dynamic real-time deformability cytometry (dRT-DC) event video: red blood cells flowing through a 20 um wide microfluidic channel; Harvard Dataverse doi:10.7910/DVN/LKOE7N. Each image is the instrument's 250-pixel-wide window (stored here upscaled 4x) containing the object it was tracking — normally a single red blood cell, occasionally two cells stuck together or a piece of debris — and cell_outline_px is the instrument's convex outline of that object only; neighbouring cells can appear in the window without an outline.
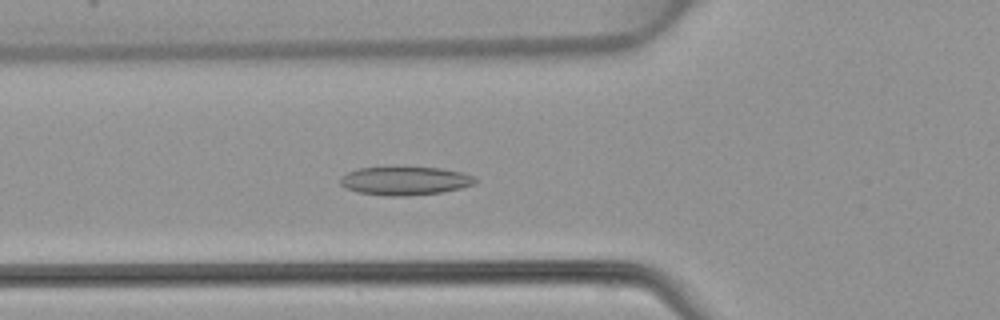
{"species": "common noctule bat (a hibernating species)", "species_latin": "Nyctalus noctula", "temperature_condition": "warm", "stored_images_in_passage": 50, "camera_frame_rate_fps": 3000, "um_per_image_px": 0.085, "animal": {"sex": "female", "body_mass_g": 22.7, "forearm_length_mm": 54.2}, "frame": {"image": 1, "passage_image": 18, "time_ms": 5.667, "image_size_px": [1000, 320], "cell_outline_px": [[480, 180], [476, 184], [460, 188], [440, 192], [408, 196], [384, 196], [360, 192], [344, 188], [340, 184], [340, 176], [348, 172], [360, 168], [440, 168], [464, 172], [476, 176]], "centroid_in_image_um": [34.48, 15.38], "position_along_channel_um": 91.3, "area_um2": 22.43}}
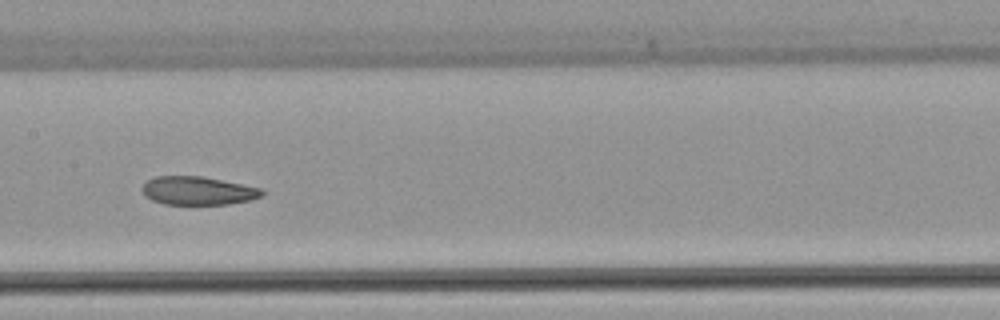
{"frame": {"image": 2, "passage_image": 25, "time_ms": 8.0, "image_size_px": [1000, 320], "cell_outline_px": [[264, 196], [252, 200], [228, 204], [164, 204], [152, 200], [144, 196], [140, 188], [152, 176], [200, 176], [264, 188]], "centroid_in_image_um": [16.84, 16.21], "position_along_channel_um": 190.6, "area_um2": 20.06}}
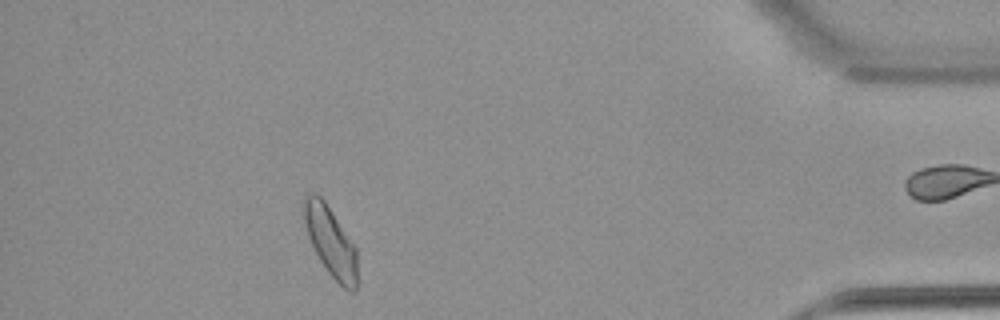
{"frame": {"image": 3, "passage_image": 44, "time_ms": 14.333, "image_size_px": [1000, 320], "cell_outline_px": [[360, 280], [356, 292], [352, 292], [344, 288], [328, 272], [320, 260], [308, 236], [300, 204], [304, 196], [308, 192], [316, 192], [324, 200], [356, 248]], "centroid_in_image_um": [28.12, 20.54], "position_along_channel_um": 407.1, "area_um2": 22.2}}